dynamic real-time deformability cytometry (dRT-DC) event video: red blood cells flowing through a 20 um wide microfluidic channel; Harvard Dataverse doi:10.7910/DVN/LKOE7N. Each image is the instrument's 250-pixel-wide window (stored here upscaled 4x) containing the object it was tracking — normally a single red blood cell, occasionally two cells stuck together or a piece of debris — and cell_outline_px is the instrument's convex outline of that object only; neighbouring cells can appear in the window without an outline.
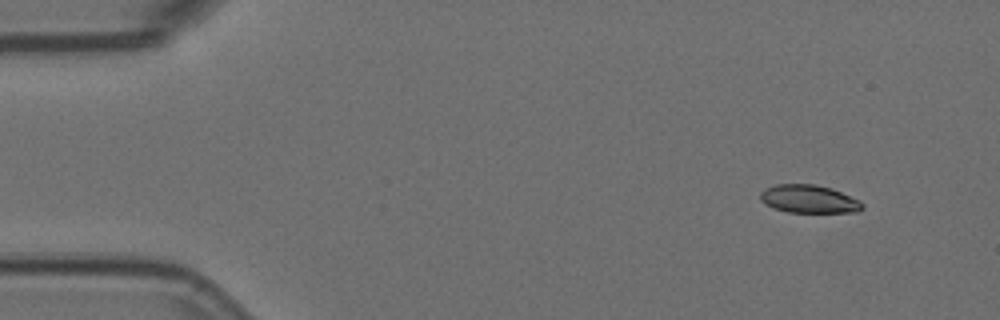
{"species": "Egyptian fruit bat (a non-hibernating species)", "species_latin": "Rousettus aegyptiacus", "temperature_condition": "room temperature", "stored_images_in_passage": 5, "segment_of_instrument_passage": [1, 2], "camera_frame_rate_fps": 3000, "um_per_image_px": 0.085, "animal": {"sex": "female"}, "frame": {"image": 1, "passage_image": 1, "time_ms": 0.0, "image_size_px": [1000, 320], "cell_outline_px": [[864, 208], [860, 212], [788, 212], [772, 208], [764, 204], [760, 200], [760, 192], [764, 188], [776, 184], [816, 184], [832, 188], [860, 200], [864, 204]], "centroid_in_image_um": [68.76, 16.91], "position_along_channel_um": 16.2, "area_um2": 16.99}}